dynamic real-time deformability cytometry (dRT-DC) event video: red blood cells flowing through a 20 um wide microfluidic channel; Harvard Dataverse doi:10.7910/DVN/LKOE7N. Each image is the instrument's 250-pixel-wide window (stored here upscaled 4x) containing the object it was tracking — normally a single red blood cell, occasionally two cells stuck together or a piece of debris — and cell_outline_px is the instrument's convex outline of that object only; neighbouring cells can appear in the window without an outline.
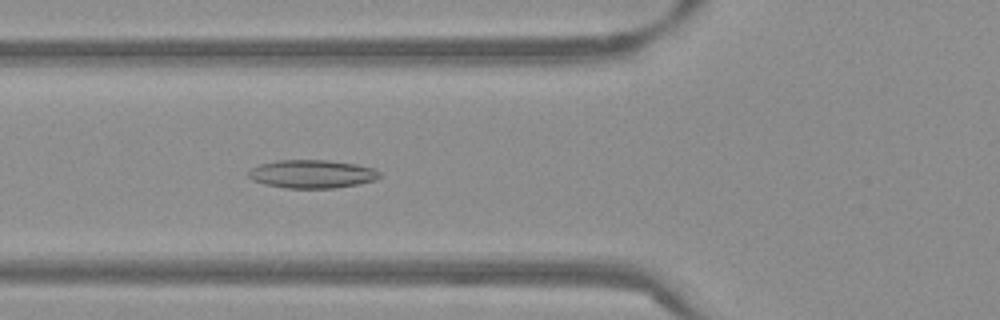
{"species": "Egyptian fruit bat (a non-hibernating species)", "species_latin": "Rousettus aegyptiacus", "temperature_condition": "warm", "stored_images_in_passage": 53, "camera_frame_rate_fps": 3000, "um_per_image_px": 0.085, "frame": {"image": 1, "passage_image": 20, "time_ms": 6.333, "image_size_px": [1000, 320], "cell_outline_px": [[380, 176], [376, 180], [336, 188], [284, 188], [264, 184], [252, 180], [248, 176], [248, 172], [252, 168], [260, 164], [280, 160], [328, 160], [356, 164], [372, 168], [380, 172]], "centroid_in_image_um": [26.51, 14.79], "position_along_channel_um": 99.3, "area_um2": 21.56}}
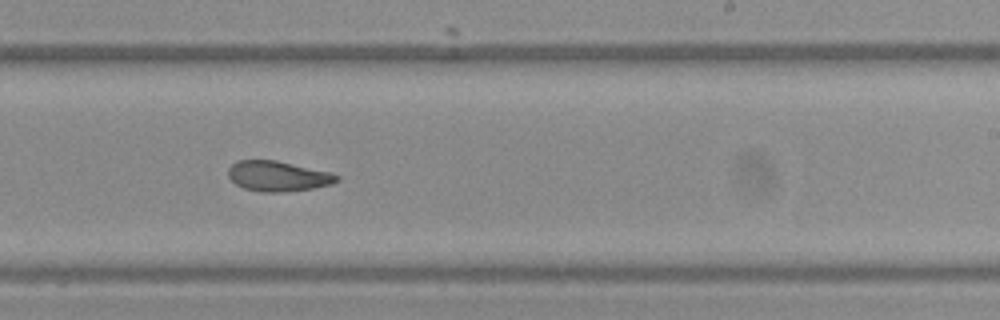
{"frame": {"image": 2, "passage_image": 33, "time_ms": 10.667, "image_size_px": [1000, 320], "cell_outline_px": [[340, 180], [332, 184], [312, 188], [280, 192], [260, 192], [244, 188], [236, 184], [228, 176], [228, 168], [236, 160], [276, 160], [332, 172], [340, 176]], "centroid_in_image_um": [23.64, 14.96], "position_along_channel_um": 265.4, "area_um2": 19.25}}
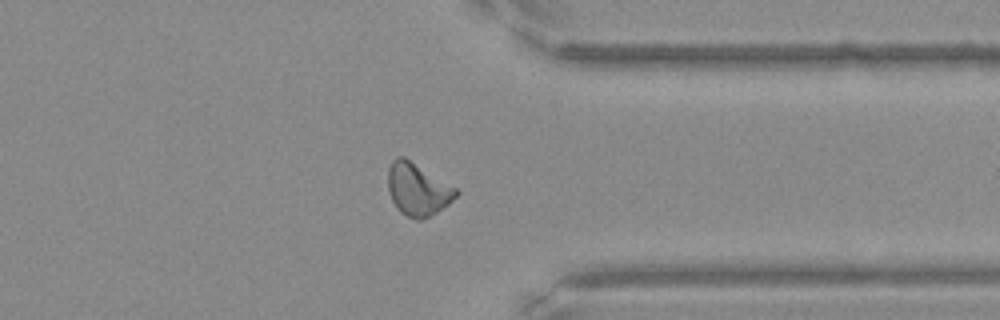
{"frame": {"image": 3, "passage_image": 42, "time_ms": 13.667, "image_size_px": [1000, 320], "cell_outline_px": [[460, 192], [448, 204], [436, 212], [420, 220], [416, 220], [400, 212], [396, 208], [388, 192], [388, 168], [392, 160], [396, 156], [404, 156], [456, 188]], "centroid_in_image_um": [35.47, 16.08], "position_along_channel_um": 375.9, "area_um2": 20.69}, "authors_computed_cell_mechanics": {"area_um2": 20.23, "velocity_mm_per_s": 3.8252, "shape_relaxation_time_tau1_ms": null, "shape_relaxation_time_tau2_ms": 5.0822, "deformation_change_tau1": null, "deformation_change_tau2": 0.1233}}